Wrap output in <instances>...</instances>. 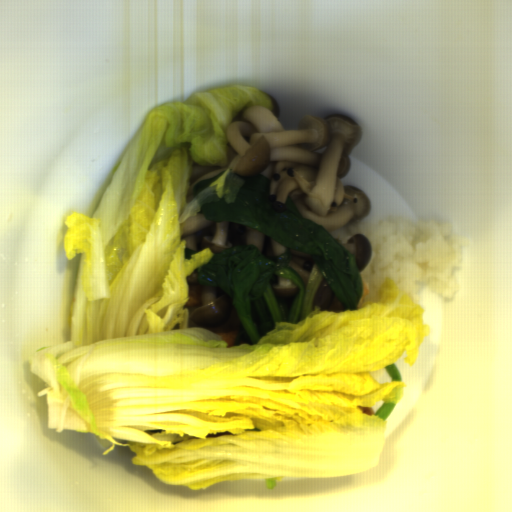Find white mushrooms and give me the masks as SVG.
<instances>
[{
    "label": "white mushrooms",
    "mask_w": 512,
    "mask_h": 512,
    "mask_svg": "<svg viewBox=\"0 0 512 512\" xmlns=\"http://www.w3.org/2000/svg\"><path fill=\"white\" fill-rule=\"evenodd\" d=\"M266 95L271 109L243 108L230 121L225 132L226 166H192L186 203L194 199L198 182L230 170L245 178H269L268 200L273 211L285 212L290 197L301 217L327 231L366 217L371 210L367 194L343 182L364 129L350 116L336 113L326 117L307 114L297 129H285L278 99Z\"/></svg>",
    "instance_id": "obj_1"
},
{
    "label": "white mushrooms",
    "mask_w": 512,
    "mask_h": 512,
    "mask_svg": "<svg viewBox=\"0 0 512 512\" xmlns=\"http://www.w3.org/2000/svg\"><path fill=\"white\" fill-rule=\"evenodd\" d=\"M180 239L185 241L186 248H192L198 252L210 249L213 255L237 244L256 245L268 258H274L284 252H291L292 258L289 267L300 275L304 288L313 269L312 254L284 246L265 233L243 224L230 221H209L199 212L187 222Z\"/></svg>",
    "instance_id": "obj_2"
},
{
    "label": "white mushrooms",
    "mask_w": 512,
    "mask_h": 512,
    "mask_svg": "<svg viewBox=\"0 0 512 512\" xmlns=\"http://www.w3.org/2000/svg\"><path fill=\"white\" fill-rule=\"evenodd\" d=\"M232 302L226 295L219 296V288L202 285L200 305L190 315L191 320L199 326L214 327L228 320Z\"/></svg>",
    "instance_id": "obj_3"
},
{
    "label": "white mushrooms",
    "mask_w": 512,
    "mask_h": 512,
    "mask_svg": "<svg viewBox=\"0 0 512 512\" xmlns=\"http://www.w3.org/2000/svg\"><path fill=\"white\" fill-rule=\"evenodd\" d=\"M353 255L358 273L364 270L371 262L372 245L363 234H352L346 243H340Z\"/></svg>",
    "instance_id": "obj_4"
},
{
    "label": "white mushrooms",
    "mask_w": 512,
    "mask_h": 512,
    "mask_svg": "<svg viewBox=\"0 0 512 512\" xmlns=\"http://www.w3.org/2000/svg\"><path fill=\"white\" fill-rule=\"evenodd\" d=\"M314 308H322L325 312L346 310L324 278L320 282L312 300L311 310Z\"/></svg>",
    "instance_id": "obj_5"
},
{
    "label": "white mushrooms",
    "mask_w": 512,
    "mask_h": 512,
    "mask_svg": "<svg viewBox=\"0 0 512 512\" xmlns=\"http://www.w3.org/2000/svg\"><path fill=\"white\" fill-rule=\"evenodd\" d=\"M272 287L278 297L284 298H291L295 296L300 289L295 281H292L279 275L277 277V282L274 283Z\"/></svg>",
    "instance_id": "obj_6"
},
{
    "label": "white mushrooms",
    "mask_w": 512,
    "mask_h": 512,
    "mask_svg": "<svg viewBox=\"0 0 512 512\" xmlns=\"http://www.w3.org/2000/svg\"><path fill=\"white\" fill-rule=\"evenodd\" d=\"M198 276H199L198 270L194 271L193 273L188 275V277L186 279L187 283L192 284V285L200 283L199 280H198Z\"/></svg>",
    "instance_id": "obj_7"
}]
</instances>
